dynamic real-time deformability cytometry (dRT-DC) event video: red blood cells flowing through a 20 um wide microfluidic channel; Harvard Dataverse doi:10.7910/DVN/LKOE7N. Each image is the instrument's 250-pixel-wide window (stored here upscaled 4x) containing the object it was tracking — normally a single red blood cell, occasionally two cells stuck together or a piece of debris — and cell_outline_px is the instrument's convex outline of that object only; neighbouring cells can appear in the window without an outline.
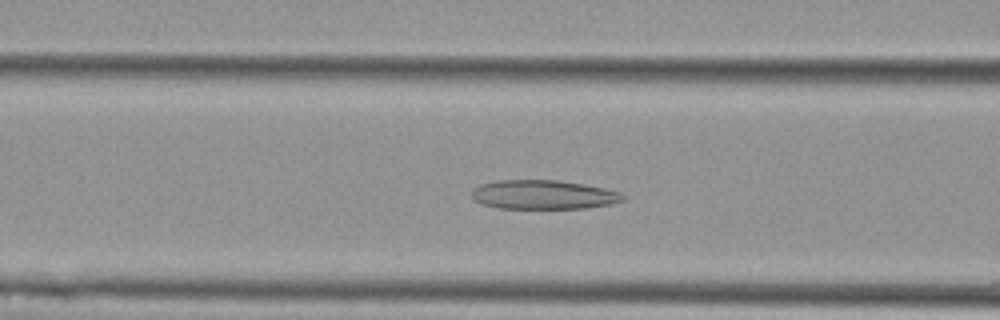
{"species": "Egyptian fruit bat (a non-hibernating species)", "species_latin": "Rousettus aegyptiacus", "temperature_condition": "cold", "stored_images_in_passage": 51, "camera_frame_rate_fps": 3000, "um_per_image_px": 0.085, "animal": {"sex": "female"}, "frame": {"image": 1, "passage_image": 18, "time_ms": 5.667, "image_size_px": [1000, 320], "cell_outline_px": [[628, 196], [624, 200], [612, 204], [588, 208], [500, 208], [484, 204], [476, 200], [472, 196], [472, 192], [480, 184], [496, 180], [556, 180], [604, 188], [620, 192]], "centroid_in_image_um": [46.24, 16.55], "position_along_channel_um": 120.4, "area_um2": 25.49}}
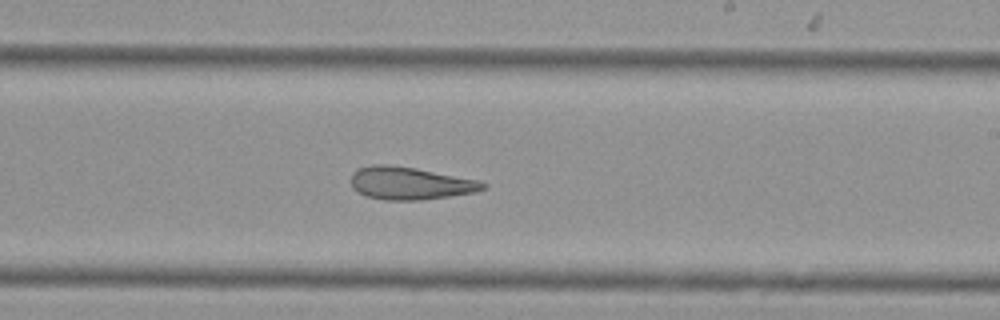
{"frame": {"image": 2, "passage_image": 29, "time_ms": 9.333, "image_size_px": [1000, 320], "cell_outline_px": [[488, 188], [476, 192], [420, 200], [384, 200], [364, 196], [356, 192], [352, 188], [352, 172], [356, 168], [372, 164], [388, 164], [416, 168], [476, 180], [488, 184]], "centroid_in_image_um": [34.81, 15.57], "position_along_channel_um": 254.2, "area_um2": 25.26}}
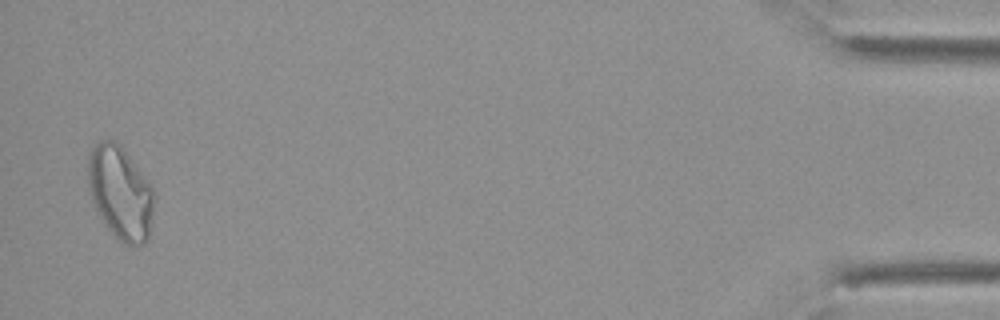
{"frame": {"image": 3, "passage_image": 50, "time_ms": 16.333, "image_size_px": [1000, 320], "cell_outline_px": [[156, 196], [148, 240], [144, 244], [136, 248], [132, 248], [116, 240], [104, 224], [88, 192], [88, 152], [100, 140], [116, 140], [120, 144], [156, 188]], "centroid_in_image_um": [10.27, 16.42], "position_along_channel_um": 424.9, "area_um2": 37.22}, "authors_computed_cell_mechanics": {"area_um2": 28.611, "velocity_mm_per_s": 3.6624, "shape_relaxation_time_tau1_ms": null, "shape_relaxation_time_tau2_ms": 4.1465, "deformation_change_tau1": null, "deformation_change_tau2": 0.139}}